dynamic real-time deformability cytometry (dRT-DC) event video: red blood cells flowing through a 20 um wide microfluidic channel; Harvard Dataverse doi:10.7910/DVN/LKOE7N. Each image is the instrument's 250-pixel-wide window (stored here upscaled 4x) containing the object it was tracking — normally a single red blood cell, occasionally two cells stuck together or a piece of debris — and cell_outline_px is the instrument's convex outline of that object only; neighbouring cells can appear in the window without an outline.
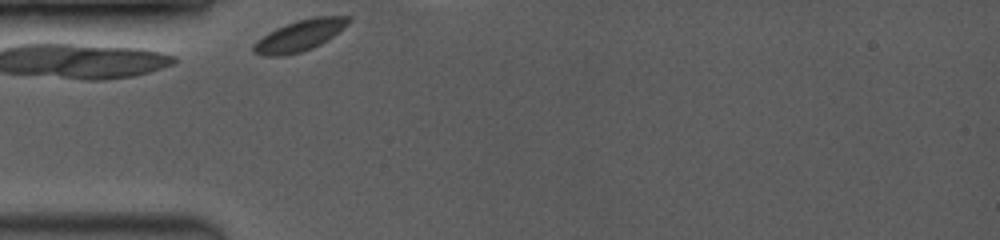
{"species": "common noctule bat (a hibernating species)", "species_latin": "Nyctalus noctula", "temperature_condition": "room temperature", "stored_images_in_passage": 8, "camera_frame_rate_fps": 3500, "um_per_image_px": 0.085, "animal": {"sex": "female", "body_mass_g": 19.0, "forearm_length_mm": 53.3}, "frame": {"image": 1, "passage_image": 1, "time_ms": 0.0, "image_size_px": [1000, 240], "cell_outline_px": [[352, 20], [348, 24], [328, 40], [312, 48], [300, 52], [284, 56], [264, 56], [252, 52], [252, 44], [256, 40], [268, 32], [276, 28], [296, 20], [312, 16], [352, 16]], "centroid_in_image_um": [25.46, 3.01], "position_along_channel_um": 59.5, "area_um2": 17.46}}
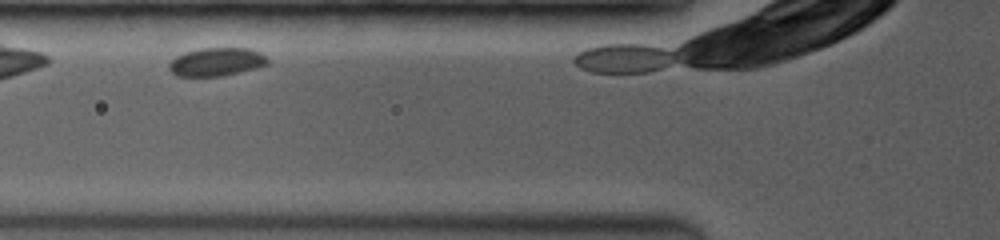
{"frame": {"image": 2, "passage_image": 5, "time_ms": 1.429, "image_size_px": [1000, 240], "cell_outline_px": [[268, 64], [256, 68], [240, 72], [220, 76], [176, 76], [168, 68], [168, 64], [176, 56], [184, 52], [200, 48], [248, 48], [260, 52], [268, 60]], "centroid_in_image_um": [18.38, 5.26], "position_along_channel_um": 107.4, "area_um2": 16.24}}